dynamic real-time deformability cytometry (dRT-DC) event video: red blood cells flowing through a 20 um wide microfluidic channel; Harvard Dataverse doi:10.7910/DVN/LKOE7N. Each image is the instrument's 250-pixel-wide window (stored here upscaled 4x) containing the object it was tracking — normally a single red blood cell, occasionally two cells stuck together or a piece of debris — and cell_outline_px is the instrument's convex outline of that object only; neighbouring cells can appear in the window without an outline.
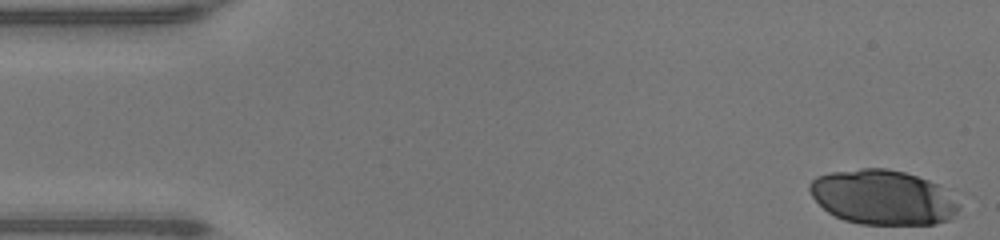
{"species": "human", "species_latin": "Homo sapiens", "temperature_condition": "warm", "stored_images_in_passage": 47, "camera_frame_rate_fps": 3000, "um_per_image_px": 0.085, "donor": {"sex": "male"}, "frame": {"image": 1, "passage_image": 1, "time_ms": 0.0, "image_size_px": [1000, 240], "cell_outline_px": [[960, 208], [956, 216], [948, 220], [936, 224], [860, 224], [844, 220], [828, 212], [812, 196], [808, 188], [808, 184], [816, 176], [828, 172], [860, 168], [888, 168], [904, 172], [928, 180], [936, 184], [960, 204]], "centroid_in_image_um": [75.02, 16.77], "position_along_channel_um": 10.0, "area_um2": 47.63}}
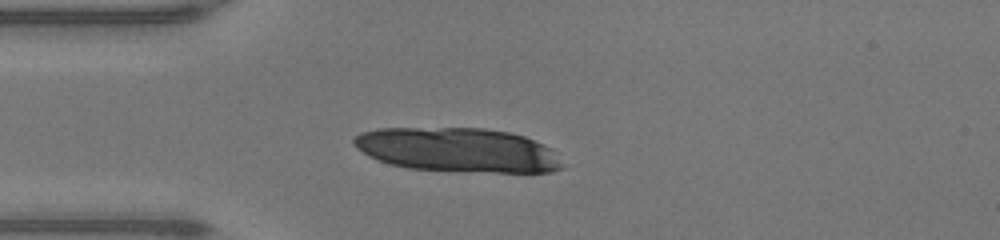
{"frame": {"image": 2, "passage_image": 12, "time_ms": 3.667, "image_size_px": [1000, 240], "cell_outline_px": [[564, 168], [552, 172], [496, 172], [408, 168], [392, 164], [368, 156], [356, 148], [352, 144], [352, 140], [360, 132], [376, 128], [484, 128], [508, 132], [524, 136], [552, 148]], "centroid_in_image_um": [38.9, 12.73], "position_along_channel_um": 46.1, "area_um2": 53.52}}
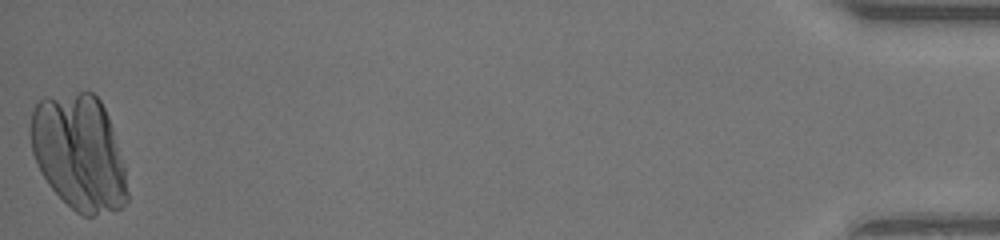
{"frame": {"image": 3, "passage_image": 47, "time_ms": 15.333, "image_size_px": [1000, 240], "cell_outline_px": [[128, 200], [116, 212], [92, 216], [84, 216], [76, 212], [48, 184], [40, 172], [32, 152], [28, 132], [32, 112], [36, 104], [44, 96], [80, 92], [92, 92], [100, 100], [108, 116], [124, 164], [128, 192]], "centroid_in_image_um": [6.7, 12.98], "position_along_channel_um": 428.5, "area_um2": 65.66}}